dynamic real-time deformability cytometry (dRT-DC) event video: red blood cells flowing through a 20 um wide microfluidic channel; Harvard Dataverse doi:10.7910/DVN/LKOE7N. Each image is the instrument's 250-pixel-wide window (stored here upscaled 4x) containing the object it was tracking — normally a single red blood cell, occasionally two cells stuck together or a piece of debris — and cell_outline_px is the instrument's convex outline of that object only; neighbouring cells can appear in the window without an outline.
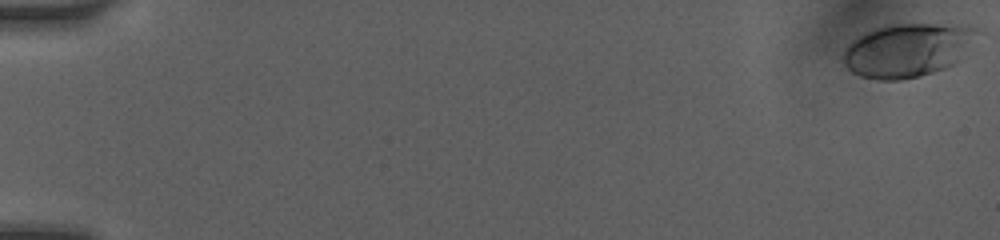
{"species": "human", "species_latin": "Homo sapiens", "temperature_condition": "room temperature", "stored_images_in_passage": 33, "camera_frame_rate_fps": 3000, "um_per_image_px": 0.085, "donor": {"sex": "female"}, "frame": {"image": 1, "passage_image": 1, "time_ms": 0.0, "image_size_px": [1000, 240], "cell_outline_px": [[984, 32], [952, 64], [944, 68], [932, 72], [900, 80], [880, 80], [860, 76], [852, 72], [844, 64], [844, 52], [848, 44], [856, 36], [872, 28], [896, 24], [968, 24], [980, 28]], "centroid_in_image_um": [77.18, 4.22], "position_along_channel_um": 7.8, "area_um2": 42.08}}
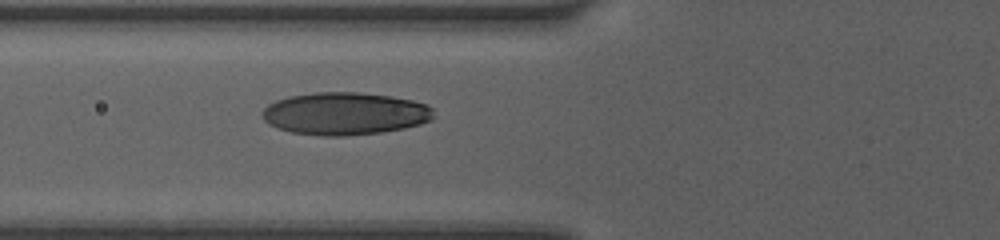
{"frame": {"image": 2, "passage_image": 21, "time_ms": 6.667, "image_size_px": [1000, 240], "cell_outline_px": [[436, 116], [432, 120], [420, 124], [404, 128], [380, 132], [348, 136], [324, 136], [292, 132], [276, 128], [268, 124], [260, 116], [260, 112], [268, 104], [276, 100], [288, 96], [316, 92], [360, 92], [392, 96], [412, 100], [428, 104], [432, 108]], "centroid_in_image_um": [29.31, 9.65], "position_along_channel_um": 96.5, "area_um2": 43.0}}
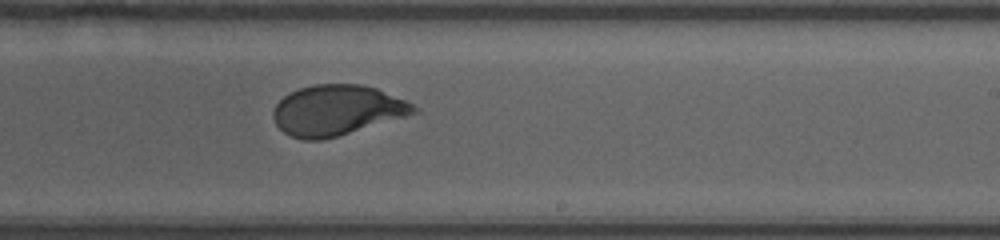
{"frame": {"image": 3, "passage_image": 33, "time_ms": 10.667, "image_size_px": [1000, 240], "cell_outline_px": [[420, 112], [336, 136], [320, 140], [304, 140], [292, 136], [284, 132], [276, 124], [272, 116], [272, 112], [276, 104], [284, 96], [300, 88], [316, 84], [360, 84], [376, 88], [404, 100], [420, 108]], "centroid_in_image_um": [28.63, 9.37], "position_along_channel_um": 260.4, "area_um2": 40.81}}